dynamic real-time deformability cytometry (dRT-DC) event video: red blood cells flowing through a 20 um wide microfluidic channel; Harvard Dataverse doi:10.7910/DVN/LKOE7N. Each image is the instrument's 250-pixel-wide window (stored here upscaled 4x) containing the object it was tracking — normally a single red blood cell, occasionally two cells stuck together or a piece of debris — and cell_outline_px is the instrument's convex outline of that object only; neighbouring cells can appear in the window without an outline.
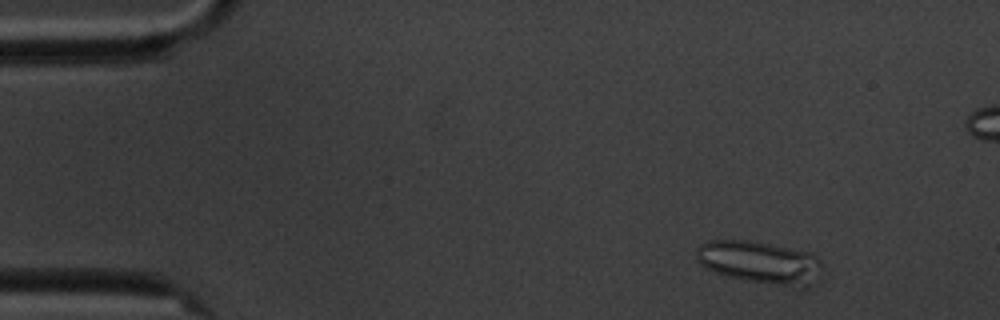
{"species": "common noctule bat (a hibernating species)", "species_latin": "Nyctalus noctula", "temperature_condition": "cold", "stored_images_in_passage": 5, "camera_frame_rate_fps": 3000, "um_per_image_px": 0.085, "animal": {"sex": "male", "body_mass_g": 20.1, "forearm_length_mm": 53.5}, "frame": {"image": 1, "passage_image": 2, "time_ms": 1.0, "image_size_px": [1000, 320], "cell_outline_px": [[824, 276], [820, 280], [808, 288], [800, 292], [728, 276], [704, 268], [696, 260], [696, 248], [700, 244], [708, 240], [752, 240], [808, 252], [816, 256], [824, 264]], "centroid_in_image_um": [64.73, 22.37], "position_along_channel_um": 20.3, "area_um2": 32.95}}